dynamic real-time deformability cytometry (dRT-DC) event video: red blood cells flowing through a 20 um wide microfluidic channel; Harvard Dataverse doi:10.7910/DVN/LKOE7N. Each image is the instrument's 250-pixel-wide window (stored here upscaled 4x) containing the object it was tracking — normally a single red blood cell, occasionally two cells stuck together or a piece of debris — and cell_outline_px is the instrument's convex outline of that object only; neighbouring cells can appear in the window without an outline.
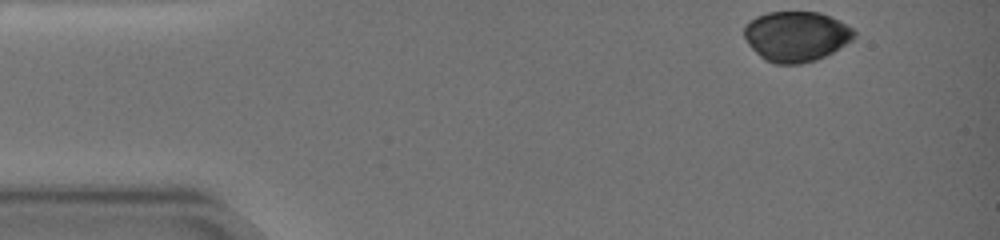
{"species": "common noctule bat (a hibernating species)", "species_latin": "Nyctalus noctula", "temperature_condition": "warm", "stored_images_in_passage": 50, "camera_frame_rate_fps": 3000, "um_per_image_px": 0.085, "animal": {"sex": "female", "body_mass_g": 19.0, "forearm_length_mm": 51.5}, "frame": {"image": 1, "passage_image": 1, "time_ms": 0.0, "image_size_px": [1000, 240], "cell_outline_px": [[856, 36], [852, 40], [832, 52], [816, 60], [800, 64], [776, 64], [764, 60], [748, 44], [744, 36], [744, 24], [756, 16], [768, 12], [820, 12], [832, 16], [840, 20], [852, 28], [856, 32]], "centroid_in_image_um": [67.67, 3.08], "position_along_channel_um": 17.3, "area_um2": 32.37}}
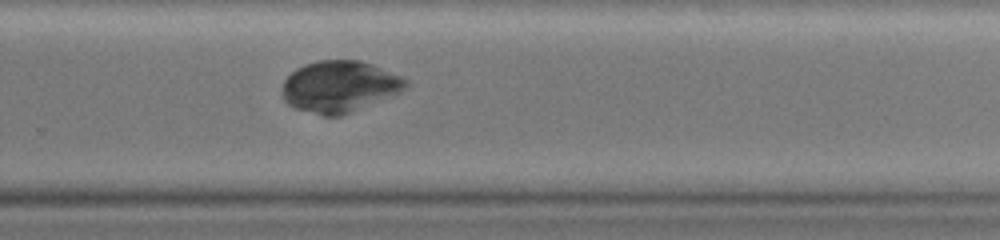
{"frame": {"image": 2, "passage_image": 37, "time_ms": 12.333, "image_size_px": [1000, 240], "cell_outline_px": [[408, 84], [400, 92], [392, 96], [344, 116], [324, 116], [296, 108], [288, 104], [284, 100], [284, 80], [296, 68], [304, 64], [316, 60], [360, 60], [372, 64], [400, 76], [408, 80]], "centroid_in_image_um": [28.88, 7.36], "position_along_channel_um": 300.9, "area_um2": 37.05}}